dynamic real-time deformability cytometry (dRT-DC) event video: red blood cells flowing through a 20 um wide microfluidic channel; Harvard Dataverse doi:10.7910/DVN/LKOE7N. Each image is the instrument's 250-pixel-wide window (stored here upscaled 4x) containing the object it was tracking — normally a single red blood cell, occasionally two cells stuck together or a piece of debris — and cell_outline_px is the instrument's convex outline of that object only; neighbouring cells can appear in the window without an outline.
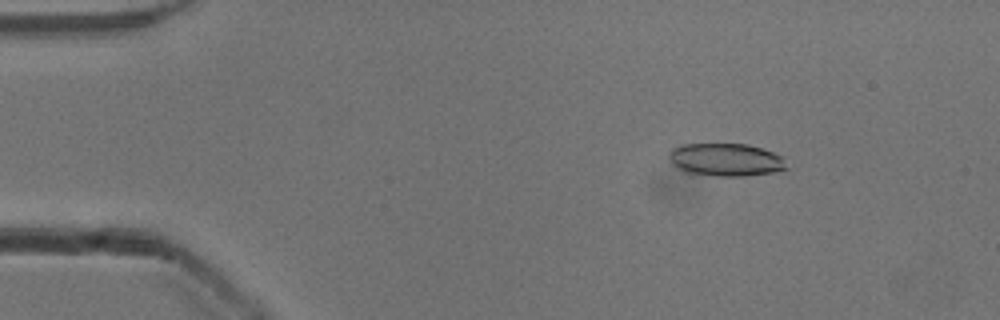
{"species": "common noctule bat (a hibernating species)", "species_latin": "Nyctalus noctula", "temperature_condition": "cold", "stored_images_in_passage": 5, "camera_frame_rate_fps": 3000, "um_per_image_px": 0.085, "animal": {"sex": "male", "body_mass_g": 13.3}, "frame": {"image": 1, "passage_image": 3, "time_ms": 0.667, "image_size_px": [1000, 320], "cell_outline_px": [[792, 168], [776, 172], [744, 176], [716, 176], [688, 172], [672, 164], [668, 156], [672, 148], [684, 144], [748, 144], [784, 156]], "centroid_in_image_um": [61.79, 13.58], "position_along_channel_um": 23.2, "area_um2": 22.72}}
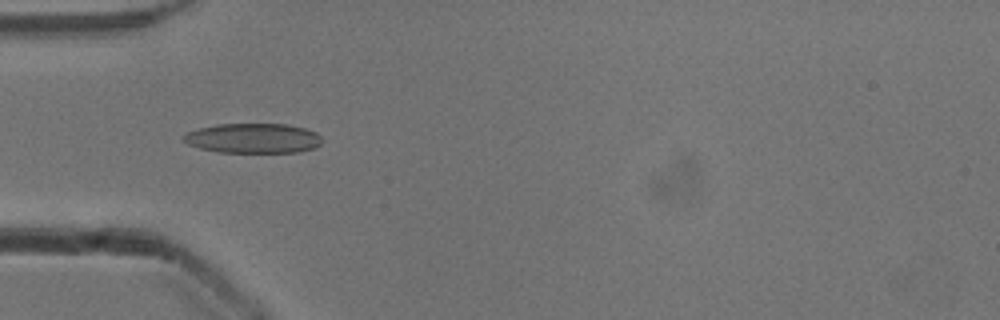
{"frame": {"image": 2, "passage_image": 5, "time_ms": 1.333, "image_size_px": [1000, 320], "cell_outline_px": [[320, 144], [316, 148], [300, 152], [220, 152], [200, 148], [188, 144], [184, 140], [184, 136], [188, 132], [200, 128], [216, 124], [288, 124], [304, 128], [316, 132], [320, 136]], "centroid_in_image_um": [21.55, 11.75], "position_along_channel_um": 63.4, "area_um2": 23.93}}